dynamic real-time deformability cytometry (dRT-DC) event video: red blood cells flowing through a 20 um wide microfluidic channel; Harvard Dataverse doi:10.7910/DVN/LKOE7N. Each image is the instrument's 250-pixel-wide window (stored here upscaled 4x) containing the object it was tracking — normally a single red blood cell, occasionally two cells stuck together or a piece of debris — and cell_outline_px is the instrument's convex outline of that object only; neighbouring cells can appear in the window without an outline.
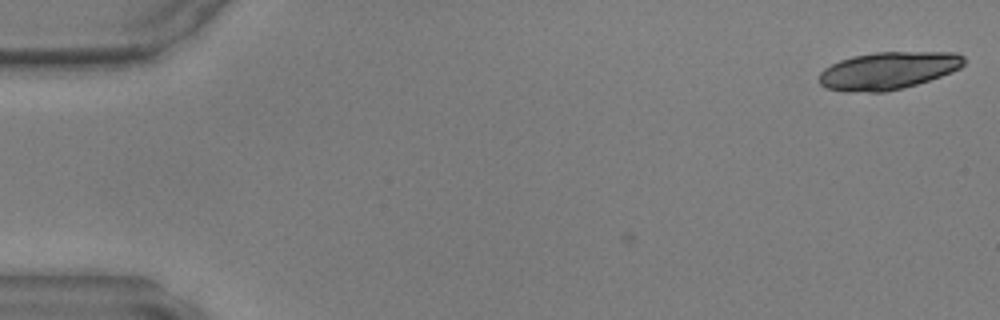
{"species": "common noctule bat (a hibernating species)", "species_latin": "Nyctalus noctula", "temperature_condition": "warm", "stored_images_in_passage": 7, "camera_frame_rate_fps": 3000, "um_per_image_px": 0.085, "animal": {"sex": "male", "body_mass_g": 17.9, "forearm_length_mm": 54.2}, "frame": {"image": 1, "passage_image": 7, "time_ms": 2.0, "image_size_px": [1000, 320], "cell_outline_px": [[964, 64], [960, 68], [952, 72], [916, 84], [884, 92], [844, 92], [824, 88], [816, 80], [820, 72], [824, 68], [840, 60], [852, 56], [876, 52], [956, 52], [964, 56]], "centroid_in_image_um": [75.44, 6.0], "position_along_channel_um": 9.6, "area_um2": 31.85}}